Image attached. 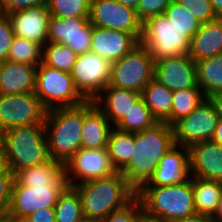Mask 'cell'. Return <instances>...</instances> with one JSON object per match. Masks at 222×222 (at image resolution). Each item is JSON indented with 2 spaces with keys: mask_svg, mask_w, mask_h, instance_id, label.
<instances>
[{
  "mask_svg": "<svg viewBox=\"0 0 222 222\" xmlns=\"http://www.w3.org/2000/svg\"><path fill=\"white\" fill-rule=\"evenodd\" d=\"M134 144L131 161L121 173L137 191L154 174L162 157L176 145L173 127L158 122L149 129L135 132Z\"/></svg>",
  "mask_w": 222,
  "mask_h": 222,
  "instance_id": "1",
  "label": "cell"
},
{
  "mask_svg": "<svg viewBox=\"0 0 222 222\" xmlns=\"http://www.w3.org/2000/svg\"><path fill=\"white\" fill-rule=\"evenodd\" d=\"M73 187L80 195L83 216L101 221L111 212L124 207L136 196V190L121 171Z\"/></svg>",
  "mask_w": 222,
  "mask_h": 222,
  "instance_id": "2",
  "label": "cell"
},
{
  "mask_svg": "<svg viewBox=\"0 0 222 222\" xmlns=\"http://www.w3.org/2000/svg\"><path fill=\"white\" fill-rule=\"evenodd\" d=\"M0 148L8 169L14 175L51 159L45 124L18 126L4 131L0 134Z\"/></svg>",
  "mask_w": 222,
  "mask_h": 222,
  "instance_id": "3",
  "label": "cell"
},
{
  "mask_svg": "<svg viewBox=\"0 0 222 222\" xmlns=\"http://www.w3.org/2000/svg\"><path fill=\"white\" fill-rule=\"evenodd\" d=\"M146 218L175 222L196 213L192 176L182 184L168 186H141L136 191Z\"/></svg>",
  "mask_w": 222,
  "mask_h": 222,
  "instance_id": "4",
  "label": "cell"
},
{
  "mask_svg": "<svg viewBox=\"0 0 222 222\" xmlns=\"http://www.w3.org/2000/svg\"><path fill=\"white\" fill-rule=\"evenodd\" d=\"M44 123L50 157L65 165L81 148L84 103L48 110Z\"/></svg>",
  "mask_w": 222,
  "mask_h": 222,
  "instance_id": "5",
  "label": "cell"
},
{
  "mask_svg": "<svg viewBox=\"0 0 222 222\" xmlns=\"http://www.w3.org/2000/svg\"><path fill=\"white\" fill-rule=\"evenodd\" d=\"M191 37L171 24L164 15L152 16L142 23L140 43L151 53L154 62L189 52Z\"/></svg>",
  "mask_w": 222,
  "mask_h": 222,
  "instance_id": "6",
  "label": "cell"
},
{
  "mask_svg": "<svg viewBox=\"0 0 222 222\" xmlns=\"http://www.w3.org/2000/svg\"><path fill=\"white\" fill-rule=\"evenodd\" d=\"M34 93L47 110L73 107L86 101L70 73L51 68L43 62L37 66Z\"/></svg>",
  "mask_w": 222,
  "mask_h": 222,
  "instance_id": "7",
  "label": "cell"
},
{
  "mask_svg": "<svg viewBox=\"0 0 222 222\" xmlns=\"http://www.w3.org/2000/svg\"><path fill=\"white\" fill-rule=\"evenodd\" d=\"M154 60L141 43L121 59L111 63L109 85L141 93L154 78Z\"/></svg>",
  "mask_w": 222,
  "mask_h": 222,
  "instance_id": "8",
  "label": "cell"
},
{
  "mask_svg": "<svg viewBox=\"0 0 222 222\" xmlns=\"http://www.w3.org/2000/svg\"><path fill=\"white\" fill-rule=\"evenodd\" d=\"M67 186L65 171L49 186L29 187L14 179L7 216L9 218L29 217L39 209L54 208L59 195Z\"/></svg>",
  "mask_w": 222,
  "mask_h": 222,
  "instance_id": "9",
  "label": "cell"
},
{
  "mask_svg": "<svg viewBox=\"0 0 222 222\" xmlns=\"http://www.w3.org/2000/svg\"><path fill=\"white\" fill-rule=\"evenodd\" d=\"M47 111L35 93L0 95V134L13 127L45 124Z\"/></svg>",
  "mask_w": 222,
  "mask_h": 222,
  "instance_id": "10",
  "label": "cell"
},
{
  "mask_svg": "<svg viewBox=\"0 0 222 222\" xmlns=\"http://www.w3.org/2000/svg\"><path fill=\"white\" fill-rule=\"evenodd\" d=\"M218 121L215 108L207 98L190 115L172 126L175 144L189 148L192 144L211 141Z\"/></svg>",
  "mask_w": 222,
  "mask_h": 222,
  "instance_id": "11",
  "label": "cell"
},
{
  "mask_svg": "<svg viewBox=\"0 0 222 222\" xmlns=\"http://www.w3.org/2000/svg\"><path fill=\"white\" fill-rule=\"evenodd\" d=\"M68 186H74L90 180L104 178L114 174L107 148H80L64 165Z\"/></svg>",
  "mask_w": 222,
  "mask_h": 222,
  "instance_id": "12",
  "label": "cell"
},
{
  "mask_svg": "<svg viewBox=\"0 0 222 222\" xmlns=\"http://www.w3.org/2000/svg\"><path fill=\"white\" fill-rule=\"evenodd\" d=\"M111 63L93 52L77 56L70 72L74 84L86 100H94L109 84Z\"/></svg>",
  "mask_w": 222,
  "mask_h": 222,
  "instance_id": "13",
  "label": "cell"
},
{
  "mask_svg": "<svg viewBox=\"0 0 222 222\" xmlns=\"http://www.w3.org/2000/svg\"><path fill=\"white\" fill-rule=\"evenodd\" d=\"M89 20L92 26L123 31L141 40L142 22L138 19L136 10L116 0H92Z\"/></svg>",
  "mask_w": 222,
  "mask_h": 222,
  "instance_id": "14",
  "label": "cell"
},
{
  "mask_svg": "<svg viewBox=\"0 0 222 222\" xmlns=\"http://www.w3.org/2000/svg\"><path fill=\"white\" fill-rule=\"evenodd\" d=\"M93 26L89 18L67 17L64 19L50 17L48 42L60 43L70 47L77 55L91 50Z\"/></svg>",
  "mask_w": 222,
  "mask_h": 222,
  "instance_id": "15",
  "label": "cell"
},
{
  "mask_svg": "<svg viewBox=\"0 0 222 222\" xmlns=\"http://www.w3.org/2000/svg\"><path fill=\"white\" fill-rule=\"evenodd\" d=\"M154 79L172 92L199 87L196 62L188 53L156 61L154 63Z\"/></svg>",
  "mask_w": 222,
  "mask_h": 222,
  "instance_id": "16",
  "label": "cell"
},
{
  "mask_svg": "<svg viewBox=\"0 0 222 222\" xmlns=\"http://www.w3.org/2000/svg\"><path fill=\"white\" fill-rule=\"evenodd\" d=\"M8 16L15 36L40 44L42 47L48 42L51 13L47 5L18 10Z\"/></svg>",
  "mask_w": 222,
  "mask_h": 222,
  "instance_id": "17",
  "label": "cell"
},
{
  "mask_svg": "<svg viewBox=\"0 0 222 222\" xmlns=\"http://www.w3.org/2000/svg\"><path fill=\"white\" fill-rule=\"evenodd\" d=\"M190 175L189 149L175 145L162 157L154 174L142 186L182 184Z\"/></svg>",
  "mask_w": 222,
  "mask_h": 222,
  "instance_id": "18",
  "label": "cell"
},
{
  "mask_svg": "<svg viewBox=\"0 0 222 222\" xmlns=\"http://www.w3.org/2000/svg\"><path fill=\"white\" fill-rule=\"evenodd\" d=\"M140 41L130 33L93 26L91 50L110 63L131 52Z\"/></svg>",
  "mask_w": 222,
  "mask_h": 222,
  "instance_id": "19",
  "label": "cell"
},
{
  "mask_svg": "<svg viewBox=\"0 0 222 222\" xmlns=\"http://www.w3.org/2000/svg\"><path fill=\"white\" fill-rule=\"evenodd\" d=\"M190 174L222 182V145L212 141L192 144L189 148Z\"/></svg>",
  "mask_w": 222,
  "mask_h": 222,
  "instance_id": "20",
  "label": "cell"
},
{
  "mask_svg": "<svg viewBox=\"0 0 222 222\" xmlns=\"http://www.w3.org/2000/svg\"><path fill=\"white\" fill-rule=\"evenodd\" d=\"M38 65L4 61L0 63V95L34 93Z\"/></svg>",
  "mask_w": 222,
  "mask_h": 222,
  "instance_id": "21",
  "label": "cell"
},
{
  "mask_svg": "<svg viewBox=\"0 0 222 222\" xmlns=\"http://www.w3.org/2000/svg\"><path fill=\"white\" fill-rule=\"evenodd\" d=\"M113 125L93 100L84 102V125L82 129L81 148H107Z\"/></svg>",
  "mask_w": 222,
  "mask_h": 222,
  "instance_id": "22",
  "label": "cell"
},
{
  "mask_svg": "<svg viewBox=\"0 0 222 222\" xmlns=\"http://www.w3.org/2000/svg\"><path fill=\"white\" fill-rule=\"evenodd\" d=\"M140 97L141 93L108 84L93 101L115 127Z\"/></svg>",
  "mask_w": 222,
  "mask_h": 222,
  "instance_id": "23",
  "label": "cell"
},
{
  "mask_svg": "<svg viewBox=\"0 0 222 222\" xmlns=\"http://www.w3.org/2000/svg\"><path fill=\"white\" fill-rule=\"evenodd\" d=\"M188 54L194 62L222 54V17L201 23Z\"/></svg>",
  "mask_w": 222,
  "mask_h": 222,
  "instance_id": "24",
  "label": "cell"
},
{
  "mask_svg": "<svg viewBox=\"0 0 222 222\" xmlns=\"http://www.w3.org/2000/svg\"><path fill=\"white\" fill-rule=\"evenodd\" d=\"M141 97L158 122L170 125L173 92L154 78L144 87Z\"/></svg>",
  "mask_w": 222,
  "mask_h": 222,
  "instance_id": "25",
  "label": "cell"
},
{
  "mask_svg": "<svg viewBox=\"0 0 222 222\" xmlns=\"http://www.w3.org/2000/svg\"><path fill=\"white\" fill-rule=\"evenodd\" d=\"M196 213L213 217L222 196V182L192 176Z\"/></svg>",
  "mask_w": 222,
  "mask_h": 222,
  "instance_id": "26",
  "label": "cell"
},
{
  "mask_svg": "<svg viewBox=\"0 0 222 222\" xmlns=\"http://www.w3.org/2000/svg\"><path fill=\"white\" fill-rule=\"evenodd\" d=\"M64 172V164L54 159L25 169L15 174V179L29 187L49 186Z\"/></svg>",
  "mask_w": 222,
  "mask_h": 222,
  "instance_id": "27",
  "label": "cell"
},
{
  "mask_svg": "<svg viewBox=\"0 0 222 222\" xmlns=\"http://www.w3.org/2000/svg\"><path fill=\"white\" fill-rule=\"evenodd\" d=\"M134 144V132H128L113 127L107 151L116 171H122L131 161Z\"/></svg>",
  "mask_w": 222,
  "mask_h": 222,
  "instance_id": "28",
  "label": "cell"
},
{
  "mask_svg": "<svg viewBox=\"0 0 222 222\" xmlns=\"http://www.w3.org/2000/svg\"><path fill=\"white\" fill-rule=\"evenodd\" d=\"M197 83L206 97L222 92V54L196 62Z\"/></svg>",
  "mask_w": 222,
  "mask_h": 222,
  "instance_id": "29",
  "label": "cell"
},
{
  "mask_svg": "<svg viewBox=\"0 0 222 222\" xmlns=\"http://www.w3.org/2000/svg\"><path fill=\"white\" fill-rule=\"evenodd\" d=\"M207 97L200 87H191L173 92V102L170 113V126L190 115Z\"/></svg>",
  "mask_w": 222,
  "mask_h": 222,
  "instance_id": "30",
  "label": "cell"
},
{
  "mask_svg": "<svg viewBox=\"0 0 222 222\" xmlns=\"http://www.w3.org/2000/svg\"><path fill=\"white\" fill-rule=\"evenodd\" d=\"M156 123L158 121L153 117L142 97H140L115 127L123 131L135 133L149 129Z\"/></svg>",
  "mask_w": 222,
  "mask_h": 222,
  "instance_id": "31",
  "label": "cell"
},
{
  "mask_svg": "<svg viewBox=\"0 0 222 222\" xmlns=\"http://www.w3.org/2000/svg\"><path fill=\"white\" fill-rule=\"evenodd\" d=\"M54 211L56 222H76L83 216L81 198L74 187L67 186L63 190Z\"/></svg>",
  "mask_w": 222,
  "mask_h": 222,
  "instance_id": "32",
  "label": "cell"
},
{
  "mask_svg": "<svg viewBox=\"0 0 222 222\" xmlns=\"http://www.w3.org/2000/svg\"><path fill=\"white\" fill-rule=\"evenodd\" d=\"M77 54L67 45L47 42L43 46L42 62L55 69L70 73L77 59Z\"/></svg>",
  "mask_w": 222,
  "mask_h": 222,
  "instance_id": "33",
  "label": "cell"
},
{
  "mask_svg": "<svg viewBox=\"0 0 222 222\" xmlns=\"http://www.w3.org/2000/svg\"><path fill=\"white\" fill-rule=\"evenodd\" d=\"M7 60L39 65L43 60V47L35 42L15 36L9 49Z\"/></svg>",
  "mask_w": 222,
  "mask_h": 222,
  "instance_id": "34",
  "label": "cell"
},
{
  "mask_svg": "<svg viewBox=\"0 0 222 222\" xmlns=\"http://www.w3.org/2000/svg\"><path fill=\"white\" fill-rule=\"evenodd\" d=\"M92 0H47V6L52 17H82L89 18Z\"/></svg>",
  "mask_w": 222,
  "mask_h": 222,
  "instance_id": "35",
  "label": "cell"
},
{
  "mask_svg": "<svg viewBox=\"0 0 222 222\" xmlns=\"http://www.w3.org/2000/svg\"><path fill=\"white\" fill-rule=\"evenodd\" d=\"M189 9V7H182L176 0H172L164 15L170 20L171 24L184 30V33L192 38L199 30L201 23Z\"/></svg>",
  "mask_w": 222,
  "mask_h": 222,
  "instance_id": "36",
  "label": "cell"
},
{
  "mask_svg": "<svg viewBox=\"0 0 222 222\" xmlns=\"http://www.w3.org/2000/svg\"><path fill=\"white\" fill-rule=\"evenodd\" d=\"M144 219L142 203L135 196L124 207L111 212L101 222H144Z\"/></svg>",
  "mask_w": 222,
  "mask_h": 222,
  "instance_id": "37",
  "label": "cell"
},
{
  "mask_svg": "<svg viewBox=\"0 0 222 222\" xmlns=\"http://www.w3.org/2000/svg\"><path fill=\"white\" fill-rule=\"evenodd\" d=\"M182 7H189L193 16L200 22L206 23L217 16L213 10L210 0H176Z\"/></svg>",
  "mask_w": 222,
  "mask_h": 222,
  "instance_id": "38",
  "label": "cell"
},
{
  "mask_svg": "<svg viewBox=\"0 0 222 222\" xmlns=\"http://www.w3.org/2000/svg\"><path fill=\"white\" fill-rule=\"evenodd\" d=\"M171 1L172 0H139L136 8L138 19L143 23L152 16L164 14Z\"/></svg>",
  "mask_w": 222,
  "mask_h": 222,
  "instance_id": "39",
  "label": "cell"
},
{
  "mask_svg": "<svg viewBox=\"0 0 222 222\" xmlns=\"http://www.w3.org/2000/svg\"><path fill=\"white\" fill-rule=\"evenodd\" d=\"M14 37L9 16L0 13V63L7 60Z\"/></svg>",
  "mask_w": 222,
  "mask_h": 222,
  "instance_id": "40",
  "label": "cell"
},
{
  "mask_svg": "<svg viewBox=\"0 0 222 222\" xmlns=\"http://www.w3.org/2000/svg\"><path fill=\"white\" fill-rule=\"evenodd\" d=\"M15 175L8 169L0 176V217L7 216Z\"/></svg>",
  "mask_w": 222,
  "mask_h": 222,
  "instance_id": "41",
  "label": "cell"
},
{
  "mask_svg": "<svg viewBox=\"0 0 222 222\" xmlns=\"http://www.w3.org/2000/svg\"><path fill=\"white\" fill-rule=\"evenodd\" d=\"M32 222H56L54 208H43L28 217Z\"/></svg>",
  "mask_w": 222,
  "mask_h": 222,
  "instance_id": "42",
  "label": "cell"
},
{
  "mask_svg": "<svg viewBox=\"0 0 222 222\" xmlns=\"http://www.w3.org/2000/svg\"><path fill=\"white\" fill-rule=\"evenodd\" d=\"M39 5H47V0H12L11 13Z\"/></svg>",
  "mask_w": 222,
  "mask_h": 222,
  "instance_id": "43",
  "label": "cell"
},
{
  "mask_svg": "<svg viewBox=\"0 0 222 222\" xmlns=\"http://www.w3.org/2000/svg\"><path fill=\"white\" fill-rule=\"evenodd\" d=\"M207 98L213 104L219 119L222 120V92L214 93Z\"/></svg>",
  "mask_w": 222,
  "mask_h": 222,
  "instance_id": "44",
  "label": "cell"
},
{
  "mask_svg": "<svg viewBox=\"0 0 222 222\" xmlns=\"http://www.w3.org/2000/svg\"><path fill=\"white\" fill-rule=\"evenodd\" d=\"M211 221H212V217L208 215L194 213L192 215H189L188 217L177 220L175 222H211Z\"/></svg>",
  "mask_w": 222,
  "mask_h": 222,
  "instance_id": "45",
  "label": "cell"
},
{
  "mask_svg": "<svg viewBox=\"0 0 222 222\" xmlns=\"http://www.w3.org/2000/svg\"><path fill=\"white\" fill-rule=\"evenodd\" d=\"M212 142L222 145V120L219 119L215 128L214 135L211 139Z\"/></svg>",
  "mask_w": 222,
  "mask_h": 222,
  "instance_id": "46",
  "label": "cell"
},
{
  "mask_svg": "<svg viewBox=\"0 0 222 222\" xmlns=\"http://www.w3.org/2000/svg\"><path fill=\"white\" fill-rule=\"evenodd\" d=\"M11 1L12 0H0V13L11 14Z\"/></svg>",
  "mask_w": 222,
  "mask_h": 222,
  "instance_id": "47",
  "label": "cell"
},
{
  "mask_svg": "<svg viewBox=\"0 0 222 222\" xmlns=\"http://www.w3.org/2000/svg\"><path fill=\"white\" fill-rule=\"evenodd\" d=\"M217 17H222V0H210Z\"/></svg>",
  "mask_w": 222,
  "mask_h": 222,
  "instance_id": "48",
  "label": "cell"
},
{
  "mask_svg": "<svg viewBox=\"0 0 222 222\" xmlns=\"http://www.w3.org/2000/svg\"><path fill=\"white\" fill-rule=\"evenodd\" d=\"M8 170V166L3 155V152L0 148V176H2Z\"/></svg>",
  "mask_w": 222,
  "mask_h": 222,
  "instance_id": "49",
  "label": "cell"
},
{
  "mask_svg": "<svg viewBox=\"0 0 222 222\" xmlns=\"http://www.w3.org/2000/svg\"><path fill=\"white\" fill-rule=\"evenodd\" d=\"M120 4L136 10L139 0H116Z\"/></svg>",
  "mask_w": 222,
  "mask_h": 222,
  "instance_id": "50",
  "label": "cell"
},
{
  "mask_svg": "<svg viewBox=\"0 0 222 222\" xmlns=\"http://www.w3.org/2000/svg\"><path fill=\"white\" fill-rule=\"evenodd\" d=\"M212 220L216 222H222V196H221V200L219 202L217 211L213 215Z\"/></svg>",
  "mask_w": 222,
  "mask_h": 222,
  "instance_id": "51",
  "label": "cell"
},
{
  "mask_svg": "<svg viewBox=\"0 0 222 222\" xmlns=\"http://www.w3.org/2000/svg\"><path fill=\"white\" fill-rule=\"evenodd\" d=\"M76 222H101V220L91 217L82 216L78 221Z\"/></svg>",
  "mask_w": 222,
  "mask_h": 222,
  "instance_id": "52",
  "label": "cell"
},
{
  "mask_svg": "<svg viewBox=\"0 0 222 222\" xmlns=\"http://www.w3.org/2000/svg\"><path fill=\"white\" fill-rule=\"evenodd\" d=\"M12 222H32L28 217L10 218Z\"/></svg>",
  "mask_w": 222,
  "mask_h": 222,
  "instance_id": "53",
  "label": "cell"
},
{
  "mask_svg": "<svg viewBox=\"0 0 222 222\" xmlns=\"http://www.w3.org/2000/svg\"><path fill=\"white\" fill-rule=\"evenodd\" d=\"M0 222H12V220L8 216H5L0 217Z\"/></svg>",
  "mask_w": 222,
  "mask_h": 222,
  "instance_id": "54",
  "label": "cell"
},
{
  "mask_svg": "<svg viewBox=\"0 0 222 222\" xmlns=\"http://www.w3.org/2000/svg\"><path fill=\"white\" fill-rule=\"evenodd\" d=\"M144 222H161V221H156L145 217Z\"/></svg>",
  "mask_w": 222,
  "mask_h": 222,
  "instance_id": "55",
  "label": "cell"
}]
</instances>
